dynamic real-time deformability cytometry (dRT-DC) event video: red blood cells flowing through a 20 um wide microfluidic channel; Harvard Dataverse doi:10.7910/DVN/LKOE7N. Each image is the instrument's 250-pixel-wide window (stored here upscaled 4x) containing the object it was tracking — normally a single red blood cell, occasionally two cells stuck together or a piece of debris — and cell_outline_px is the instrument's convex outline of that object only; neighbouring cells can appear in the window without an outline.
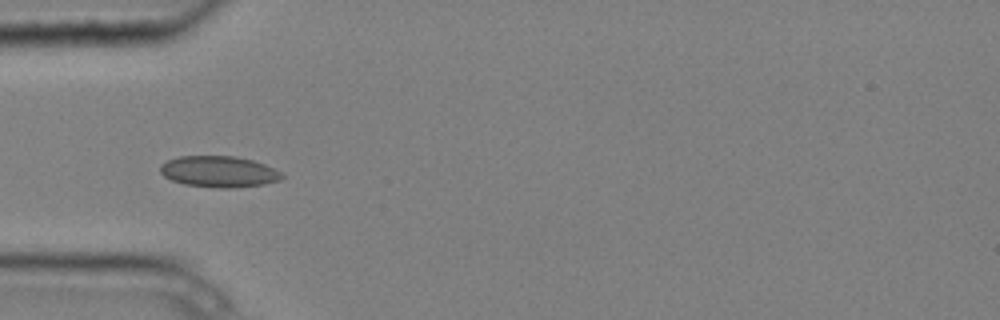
{"species": "common noctule bat (a hibernating species)", "species_latin": "Nyctalus noctula", "temperature_condition": "cold", "stored_images_in_passage": 5, "camera_frame_rate_fps": 3000, "um_per_image_px": 0.085, "animal": {"sex": "male", "body_mass_g": 20.4}, "frame": {"image": 1, "passage_image": 4, "time_ms": 1.0, "image_size_px": [1000, 320], "cell_outline_px": [[284, 176], [280, 180], [264, 184], [236, 188], [216, 188], [184, 184], [172, 180], [164, 176], [160, 172], [160, 164], [168, 160], [180, 156], [236, 156], [252, 160], [264, 164], [280, 172]], "centroid_in_image_um": [18.59, 14.59], "position_along_channel_um": 66.4, "area_um2": 22.14}}
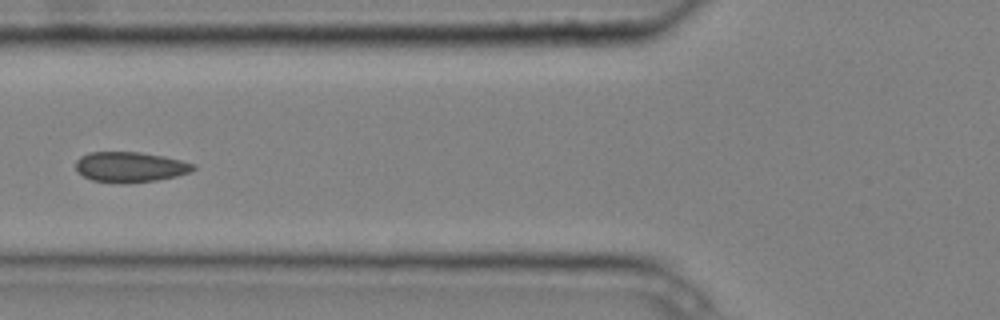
{"frame": {"image": 2, "passage_image": 5, "time_ms": 1.333, "image_size_px": [1000, 320], "cell_outline_px": [[196, 168], [192, 172], [176, 176], [156, 180], [92, 180], [84, 176], [76, 168], [76, 160], [80, 156], [88, 152], [140, 152], [164, 156], [196, 164]], "centroid_in_image_um": [11.11, 14.14], "position_along_channel_um": 114.7, "area_um2": 19.94}}